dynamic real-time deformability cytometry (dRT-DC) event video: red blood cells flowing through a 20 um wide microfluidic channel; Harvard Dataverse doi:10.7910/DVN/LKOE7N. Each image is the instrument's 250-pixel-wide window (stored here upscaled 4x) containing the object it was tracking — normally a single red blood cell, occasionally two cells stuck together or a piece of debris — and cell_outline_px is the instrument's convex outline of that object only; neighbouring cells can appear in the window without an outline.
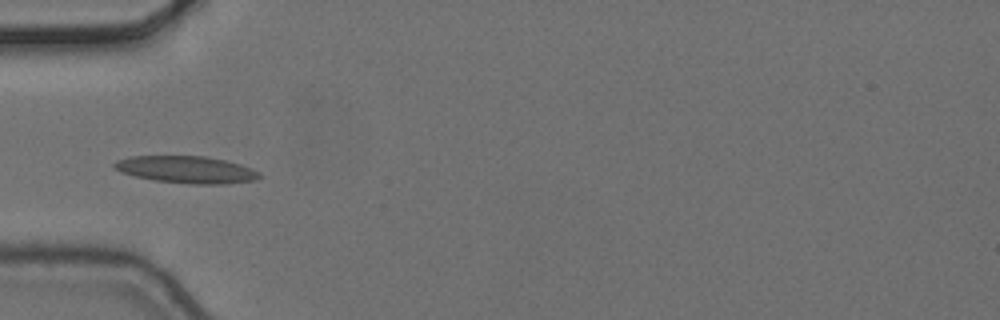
{"species": "common noctule bat (a hibernating species)", "species_latin": "Nyctalus noctula", "temperature_condition": "cold", "stored_images_in_passage": 7, "camera_frame_rate_fps": 3000, "um_per_image_px": 0.085, "animal": {"sex": "female", "body_mass_g": 24.6, "forearm_length_mm": 56.2}, "frame": {"image": 1, "passage_image": 6, "time_ms": 1.667, "image_size_px": [1000, 320], "cell_outline_px": [[264, 176], [256, 180], [224, 184], [192, 184], [156, 180], [136, 176], [120, 172], [112, 164], [116, 160], [128, 156], [204, 156], [224, 160], [240, 164], [260, 172]], "centroid_in_image_um": [15.87, 14.41], "position_along_channel_um": 69.1, "area_um2": 22.89}}
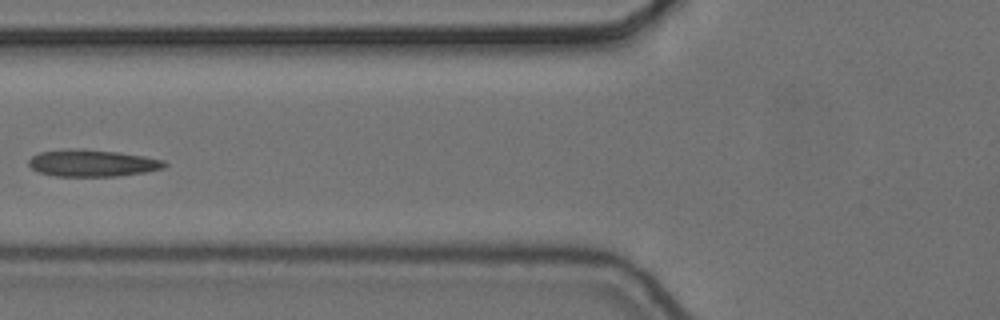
{"frame": {"image": 2, "passage_image": 7, "time_ms": 2.0, "image_size_px": [1000, 320], "cell_outline_px": [[168, 164], [164, 168], [144, 172], [116, 176], [56, 176], [40, 172], [32, 168], [28, 164], [28, 160], [32, 156], [40, 152], [68, 148], [80, 148], [120, 152], [144, 156], [164, 160]], "centroid_in_image_um": [7.85, 13.85], "position_along_channel_um": 117.9, "area_um2": 21.39}}